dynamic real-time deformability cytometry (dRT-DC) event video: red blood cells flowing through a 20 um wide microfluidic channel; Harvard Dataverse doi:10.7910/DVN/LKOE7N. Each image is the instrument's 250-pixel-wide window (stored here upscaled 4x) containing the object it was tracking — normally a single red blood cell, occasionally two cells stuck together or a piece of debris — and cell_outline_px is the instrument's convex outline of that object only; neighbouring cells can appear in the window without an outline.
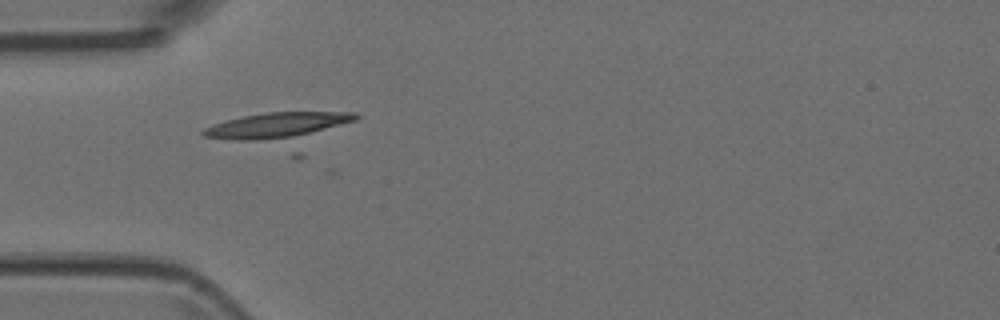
{"species": "Egyptian fruit bat (a non-hibernating species)", "species_latin": "Rousettus aegyptiacus", "temperature_condition": "room temperature", "stored_images_in_passage": 7, "camera_frame_rate_fps": 3000, "um_per_image_px": 0.085, "animal": {"sex": "female"}, "frame": {"image": 1, "passage_image": 5, "time_ms": 1.333, "image_size_px": [1000, 320], "cell_outline_px": [[360, 116], [356, 120], [300, 160], [296, 160], [204, 136], [200, 132], [204, 128], [212, 124], [224, 120], [244, 116], [268, 112], [356, 112]], "centroid_in_image_um": [23.95, 11.16], "position_along_channel_um": 61.0, "area_um2": 33.99}}
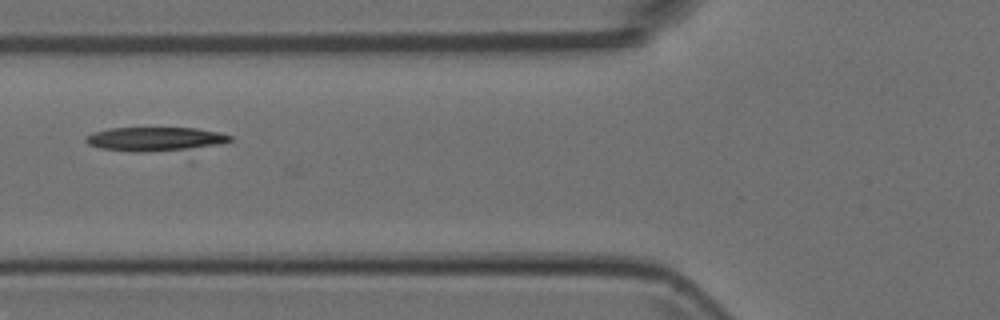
{"frame": {"image": 2, "passage_image": 6, "time_ms": 1.667, "image_size_px": [1000, 320], "cell_outline_px": [[232, 140], [220, 144], [188, 148], [140, 152], [132, 152], [100, 148], [88, 144], [84, 140], [84, 136], [92, 132], [108, 128], [196, 128], [220, 132], [232, 136]], "centroid_in_image_um": [13.11, 11.8], "position_along_channel_um": 112.7, "area_um2": 20.0}}
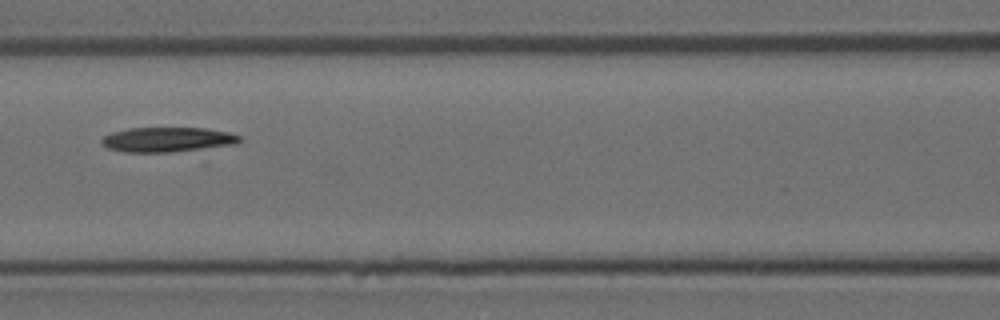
{"frame": {"image": 3, "passage_image": 7, "time_ms": 2.0, "image_size_px": [1000, 320], "cell_outline_px": [[240, 140], [236, 144], [172, 152], [124, 152], [108, 148], [100, 140], [104, 136], [112, 132], [128, 128], [204, 128], [228, 132], [240, 136]], "centroid_in_image_um": [14.21, 11.86], "position_along_channel_um": 152.4, "area_um2": 19.71}}